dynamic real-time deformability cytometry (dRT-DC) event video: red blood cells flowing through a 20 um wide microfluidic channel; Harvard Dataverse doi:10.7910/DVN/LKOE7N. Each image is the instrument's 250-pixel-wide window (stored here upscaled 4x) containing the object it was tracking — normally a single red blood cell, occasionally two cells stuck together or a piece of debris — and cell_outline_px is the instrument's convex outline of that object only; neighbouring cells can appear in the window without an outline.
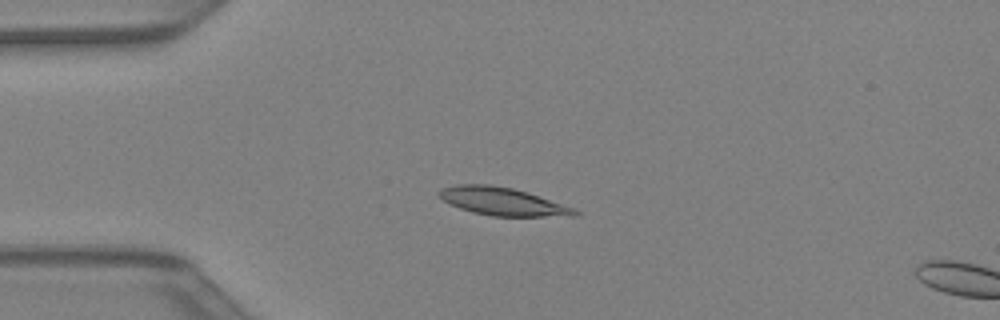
{"species": "Egyptian fruit bat (a non-hibernating species)", "species_latin": "Rousettus aegyptiacus", "temperature_condition": "warm", "stored_images_in_passage": 13, "camera_frame_rate_fps": 3000, "um_per_image_px": 0.085, "animal": {"sex": "female"}, "frame": {"image": 1, "passage_image": 10, "time_ms": 3.0, "image_size_px": [1000, 320], "cell_outline_px": [[580, 216], [492, 216], [472, 212], [460, 208], [444, 200], [436, 192], [440, 188], [456, 184], [488, 184], [512, 188], [528, 192], [576, 208], [580, 212]], "centroid_in_image_um": [42.75, 17.12], "position_along_channel_um": 42.2, "area_um2": 22.2}}